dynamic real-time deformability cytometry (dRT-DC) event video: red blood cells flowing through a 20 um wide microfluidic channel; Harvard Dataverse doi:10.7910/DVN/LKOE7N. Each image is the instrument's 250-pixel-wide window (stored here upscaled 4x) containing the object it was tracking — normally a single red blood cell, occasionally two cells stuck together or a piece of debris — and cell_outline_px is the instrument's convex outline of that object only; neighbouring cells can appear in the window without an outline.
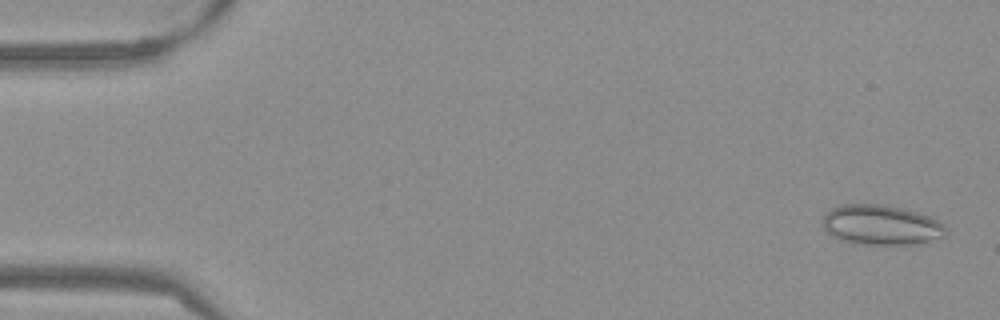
{"species": "Egyptian fruit bat (a non-hibernating species)", "species_latin": "Rousettus aegyptiacus", "temperature_condition": "warm", "stored_images_in_passage": 53, "camera_frame_rate_fps": 3000, "um_per_image_px": 0.085, "frame": {"image": 1, "passage_image": 2, "time_ms": 0.333, "image_size_px": [1000, 320], "cell_outline_px": [[948, 232], [944, 236], [924, 244], [856, 244], [840, 240], [832, 236], [824, 228], [820, 220], [832, 208], [840, 204], [884, 204], [904, 208], [928, 216], [944, 224], [948, 228]], "centroid_in_image_um": [74.91, 19.13], "position_along_channel_um": 10.1, "area_um2": 29.13}}
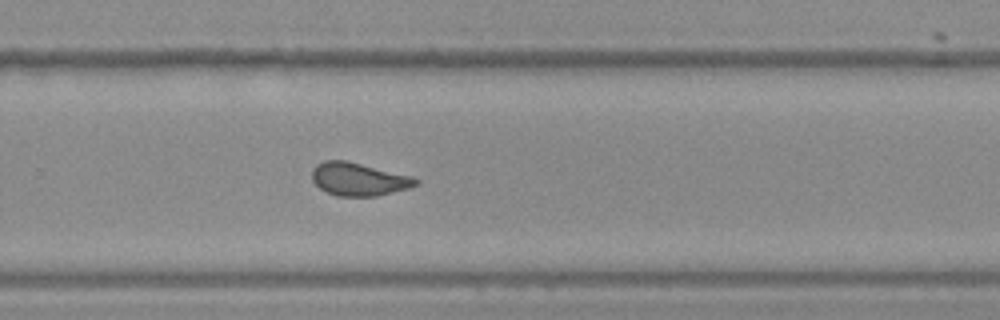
{"frame": {"image": 2, "passage_image": 35, "time_ms": 11.333, "image_size_px": [1000, 320], "cell_outline_px": [[420, 184], [408, 188], [376, 196], [336, 196], [320, 188], [312, 180], [312, 168], [316, 164], [324, 160], [344, 160], [412, 176], [420, 180]], "centroid_in_image_um": [30.48, 15.23], "position_along_channel_um": 299.3, "area_um2": 19.88}}
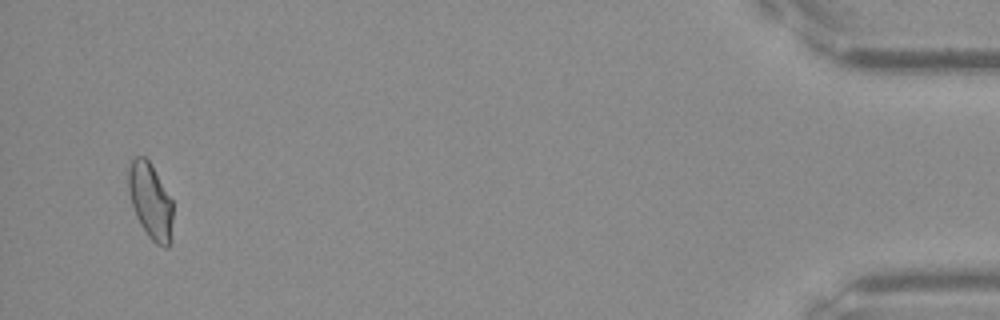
{"frame": {"image": 3, "passage_image": 51, "time_ms": 16.667, "image_size_px": [1000, 320], "cell_outline_px": [[172, 240], [168, 248], [164, 248], [156, 244], [148, 236], [140, 224], [136, 216], [128, 192], [128, 168], [132, 160], [136, 156], [144, 156], [148, 160], [172, 200]], "centroid_in_image_um": [12.79, 17.13], "position_along_channel_um": 422.4, "area_um2": 19.65}}